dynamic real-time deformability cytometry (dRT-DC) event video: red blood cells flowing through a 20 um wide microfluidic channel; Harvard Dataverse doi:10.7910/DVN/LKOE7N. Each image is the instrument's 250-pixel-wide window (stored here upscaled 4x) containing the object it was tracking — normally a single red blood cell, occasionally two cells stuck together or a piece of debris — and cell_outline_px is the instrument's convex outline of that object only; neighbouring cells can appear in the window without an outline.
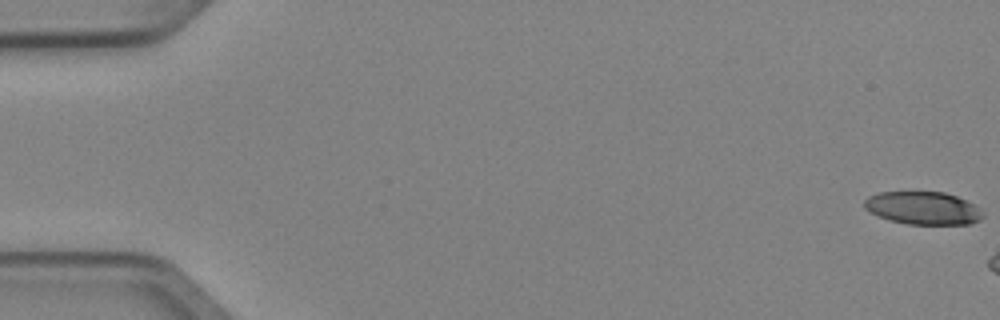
{"species": "Egyptian fruit bat (a non-hibernating species)", "species_latin": "Rousettus aegyptiacus", "temperature_condition": "cold", "stored_images_in_passage": 5, "segment_of_instrument_passage": [2, 2], "camera_frame_rate_fps": 3000, "um_per_image_px": 0.085, "animal": {"sex": "female"}, "frame": {"image": 1, "passage_image": 5, "time_ms": 1.333, "image_size_px": [1000, 320], "cell_outline_px": [[984, 216], [980, 220], [968, 224], [908, 224], [888, 220], [864, 208], [864, 200], [868, 196], [880, 192], [944, 192], [956, 196], [972, 204], [984, 212]], "centroid_in_image_um": [78.45, 17.69], "position_along_channel_um": 6.5, "area_um2": 22.54}}